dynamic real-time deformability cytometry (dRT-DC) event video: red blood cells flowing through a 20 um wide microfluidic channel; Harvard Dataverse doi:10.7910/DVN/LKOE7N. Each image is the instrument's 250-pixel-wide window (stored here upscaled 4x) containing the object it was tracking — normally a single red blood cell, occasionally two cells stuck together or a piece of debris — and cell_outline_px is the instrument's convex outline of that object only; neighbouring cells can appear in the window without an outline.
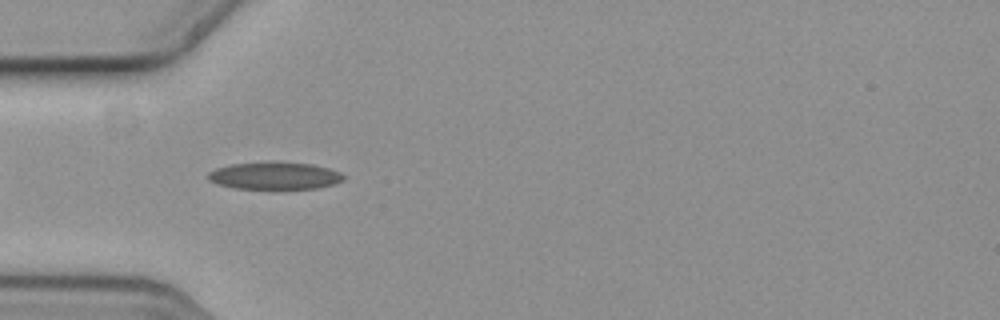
{"species": "common noctule bat (a hibernating species)", "species_latin": "Nyctalus noctula", "temperature_condition": "cold", "stored_images_in_passage": 6, "camera_frame_rate_fps": 3000, "um_per_image_px": 0.085, "animal": {"sex": "female", "body_mass_g": 19.3, "forearm_length_mm": 54.1}, "frame": {"image": 1, "passage_image": 5, "time_ms": 1.333, "image_size_px": [1000, 320], "cell_outline_px": [[344, 180], [332, 184], [316, 188], [276, 192], [272, 192], [232, 188], [216, 184], [208, 180], [208, 172], [216, 168], [232, 164], [312, 164], [328, 168], [340, 172], [344, 176]], "centroid_in_image_um": [23.32, 15.03], "position_along_channel_um": 61.7, "area_um2": 21.91}}
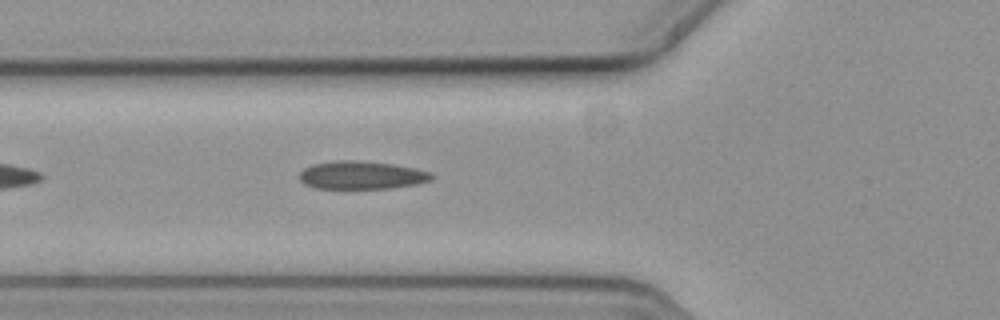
{"frame": {"image": 2, "passage_image": 6, "time_ms": 1.667, "image_size_px": [1000, 320], "cell_outline_px": [[436, 176], [432, 180], [416, 184], [392, 188], [312, 188], [304, 184], [300, 180], [300, 172], [304, 168], [312, 164], [336, 160], [356, 160], [392, 164], [416, 168], [432, 172]], "centroid_in_image_um": [30.76, 14.88], "position_along_channel_um": 95.0, "area_um2": 21.79}}